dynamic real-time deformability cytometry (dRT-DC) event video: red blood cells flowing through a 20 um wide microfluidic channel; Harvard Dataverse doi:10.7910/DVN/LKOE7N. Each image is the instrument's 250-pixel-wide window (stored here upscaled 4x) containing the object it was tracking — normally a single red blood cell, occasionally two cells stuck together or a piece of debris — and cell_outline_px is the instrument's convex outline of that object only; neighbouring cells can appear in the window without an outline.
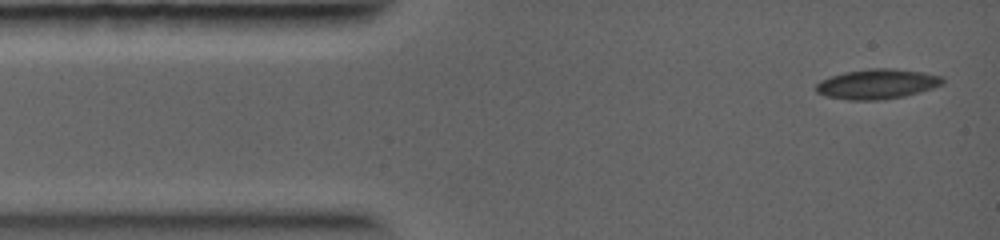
{"species": "common noctule bat (a hibernating species)", "species_latin": "Nyctalus noctula", "temperature_condition": "warm", "stored_images_in_passage": 35, "camera_frame_rate_fps": 5000, "um_per_image_px": 0.085, "animal": {"sex": "female", "body_mass_g": 19.0, "forearm_length_mm": 56.7}, "frame": {"image": 1, "passage_image": 1, "time_ms": 0.0, "image_size_px": [1000, 240], "cell_outline_px": [[944, 84], [932, 88], [904, 96], [880, 100], [848, 100], [824, 96], [816, 92], [816, 84], [820, 80], [844, 72], [868, 68], [892, 68], [924, 72], [944, 76]], "centroid_in_image_um": [74.56, 7.13], "position_along_channel_um": 10.4, "area_um2": 22.25}}
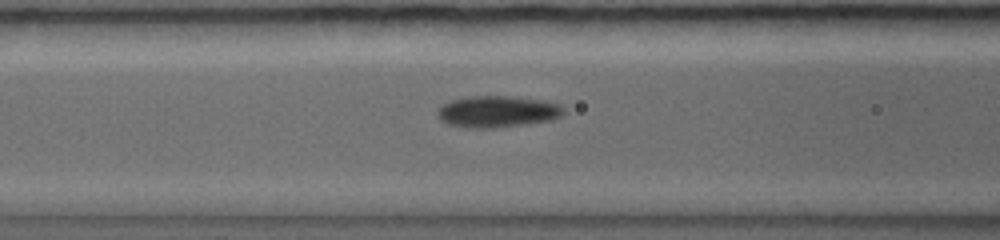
{"frame": {"image": 2, "passage_image": 13, "time_ms": 3.8, "image_size_px": [1000, 240], "cell_outline_px": [[564, 112], [560, 116], [552, 120], [500, 128], [468, 128], [448, 124], [440, 120], [436, 112], [448, 100], [472, 96], [508, 96], [544, 100], [560, 104], [564, 108]], "centroid_in_image_um": [42.28, 9.49], "position_along_channel_um": 124.3, "area_um2": 23.41}}
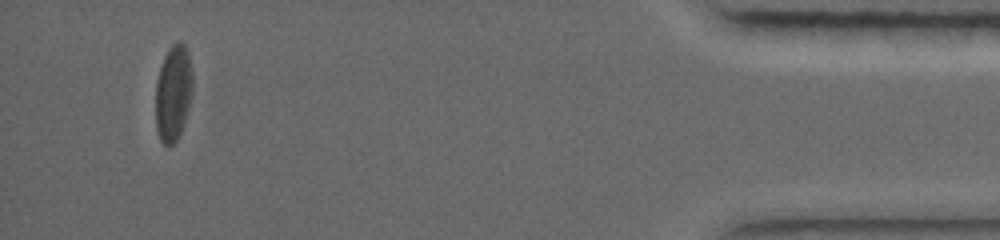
{"frame": {"image": 3, "passage_image": 32, "time_ms": 11.8, "image_size_px": [1000, 240], "cell_outline_px": [[192, 80], [188, 104], [184, 120], [180, 132], [176, 140], [172, 144], [164, 144], [160, 140], [156, 128], [156, 84], [160, 68], [164, 56], [168, 48], [172, 44], [180, 40], [184, 44], [188, 52], [192, 76]], "centroid_in_image_um": [14.7, 7.86], "position_along_channel_um": 420.5, "area_um2": 20.17}}